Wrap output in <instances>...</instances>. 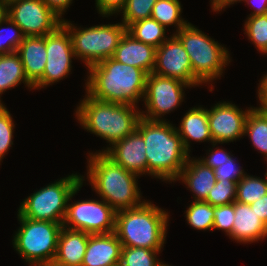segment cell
<instances>
[{"label": "cell", "instance_id": "1", "mask_svg": "<svg viewBox=\"0 0 267 266\" xmlns=\"http://www.w3.org/2000/svg\"><path fill=\"white\" fill-rule=\"evenodd\" d=\"M136 130L145 142L147 174L162 181H176L190 157L176 126L166 120L152 121L141 117Z\"/></svg>", "mask_w": 267, "mask_h": 266}, {"label": "cell", "instance_id": "2", "mask_svg": "<svg viewBox=\"0 0 267 266\" xmlns=\"http://www.w3.org/2000/svg\"><path fill=\"white\" fill-rule=\"evenodd\" d=\"M88 71L85 90L95 99L136 106L144 98L148 74L140 68L111 57L90 66Z\"/></svg>", "mask_w": 267, "mask_h": 266}, {"label": "cell", "instance_id": "3", "mask_svg": "<svg viewBox=\"0 0 267 266\" xmlns=\"http://www.w3.org/2000/svg\"><path fill=\"white\" fill-rule=\"evenodd\" d=\"M87 179L99 196L116 212L139 207L142 195L138 188V175L126 171L104 152L90 153Z\"/></svg>", "mask_w": 267, "mask_h": 266}, {"label": "cell", "instance_id": "4", "mask_svg": "<svg viewBox=\"0 0 267 266\" xmlns=\"http://www.w3.org/2000/svg\"><path fill=\"white\" fill-rule=\"evenodd\" d=\"M79 104L75 115L80 125L109 145L133 133L141 119L137 106L101 101L87 92Z\"/></svg>", "mask_w": 267, "mask_h": 266}, {"label": "cell", "instance_id": "5", "mask_svg": "<svg viewBox=\"0 0 267 266\" xmlns=\"http://www.w3.org/2000/svg\"><path fill=\"white\" fill-rule=\"evenodd\" d=\"M168 221V212L145 201L139 207L117 211L114 232L122 247L162 250Z\"/></svg>", "mask_w": 267, "mask_h": 266}, {"label": "cell", "instance_id": "6", "mask_svg": "<svg viewBox=\"0 0 267 266\" xmlns=\"http://www.w3.org/2000/svg\"><path fill=\"white\" fill-rule=\"evenodd\" d=\"M174 35L181 41L188 53L193 76L201 84L220 78L224 67L231 62L226 47L189 22Z\"/></svg>", "mask_w": 267, "mask_h": 266}, {"label": "cell", "instance_id": "7", "mask_svg": "<svg viewBox=\"0 0 267 266\" xmlns=\"http://www.w3.org/2000/svg\"><path fill=\"white\" fill-rule=\"evenodd\" d=\"M84 178L79 174H71L54 183L40 188L28 196L20 205L18 214L22 217L63 223L67 203L80 190Z\"/></svg>", "mask_w": 267, "mask_h": 266}, {"label": "cell", "instance_id": "8", "mask_svg": "<svg viewBox=\"0 0 267 266\" xmlns=\"http://www.w3.org/2000/svg\"><path fill=\"white\" fill-rule=\"evenodd\" d=\"M62 25L68 30L75 58L85 62V66L111 58L122 37L127 32L123 23L94 25L89 28H76L67 20Z\"/></svg>", "mask_w": 267, "mask_h": 266}, {"label": "cell", "instance_id": "9", "mask_svg": "<svg viewBox=\"0 0 267 266\" xmlns=\"http://www.w3.org/2000/svg\"><path fill=\"white\" fill-rule=\"evenodd\" d=\"M21 227L13 237V247L30 266L54 260L62 223L32 220L17 215Z\"/></svg>", "mask_w": 267, "mask_h": 266}, {"label": "cell", "instance_id": "10", "mask_svg": "<svg viewBox=\"0 0 267 266\" xmlns=\"http://www.w3.org/2000/svg\"><path fill=\"white\" fill-rule=\"evenodd\" d=\"M67 203L62 226L88 234H105L115 231L116 211L103 199Z\"/></svg>", "mask_w": 267, "mask_h": 266}, {"label": "cell", "instance_id": "11", "mask_svg": "<svg viewBox=\"0 0 267 266\" xmlns=\"http://www.w3.org/2000/svg\"><path fill=\"white\" fill-rule=\"evenodd\" d=\"M186 87L191 86L175 78L155 73L148 74L144 100H142L146 111L141 112V117L152 121H163L162 115L170 113L184 101L183 88Z\"/></svg>", "mask_w": 267, "mask_h": 266}, {"label": "cell", "instance_id": "12", "mask_svg": "<svg viewBox=\"0 0 267 266\" xmlns=\"http://www.w3.org/2000/svg\"><path fill=\"white\" fill-rule=\"evenodd\" d=\"M6 16L24 36H45L54 32L62 20L42 0H8Z\"/></svg>", "mask_w": 267, "mask_h": 266}, {"label": "cell", "instance_id": "13", "mask_svg": "<svg viewBox=\"0 0 267 266\" xmlns=\"http://www.w3.org/2000/svg\"><path fill=\"white\" fill-rule=\"evenodd\" d=\"M46 64L43 77L34 89L43 88L67 77L72 68V40L68 30L61 24L54 32L46 35Z\"/></svg>", "mask_w": 267, "mask_h": 266}, {"label": "cell", "instance_id": "14", "mask_svg": "<svg viewBox=\"0 0 267 266\" xmlns=\"http://www.w3.org/2000/svg\"><path fill=\"white\" fill-rule=\"evenodd\" d=\"M152 73L181 80L191 88L201 84L193 76L188 53L174 34L156 48L155 67Z\"/></svg>", "mask_w": 267, "mask_h": 266}, {"label": "cell", "instance_id": "15", "mask_svg": "<svg viewBox=\"0 0 267 266\" xmlns=\"http://www.w3.org/2000/svg\"><path fill=\"white\" fill-rule=\"evenodd\" d=\"M252 107L239 109L230 102H219L208 110V124L214 143H228L244 136L245 123Z\"/></svg>", "mask_w": 267, "mask_h": 266}, {"label": "cell", "instance_id": "16", "mask_svg": "<svg viewBox=\"0 0 267 266\" xmlns=\"http://www.w3.org/2000/svg\"><path fill=\"white\" fill-rule=\"evenodd\" d=\"M98 152H104L126 171L138 176L147 173L146 146L142 135L137 130Z\"/></svg>", "mask_w": 267, "mask_h": 266}, {"label": "cell", "instance_id": "17", "mask_svg": "<svg viewBox=\"0 0 267 266\" xmlns=\"http://www.w3.org/2000/svg\"><path fill=\"white\" fill-rule=\"evenodd\" d=\"M122 243L115 232L89 235L82 266H119Z\"/></svg>", "mask_w": 267, "mask_h": 266}, {"label": "cell", "instance_id": "18", "mask_svg": "<svg viewBox=\"0 0 267 266\" xmlns=\"http://www.w3.org/2000/svg\"><path fill=\"white\" fill-rule=\"evenodd\" d=\"M156 48L152 45L134 39L127 32L122 37L115 50L113 59L144 70L147 74L155 67Z\"/></svg>", "mask_w": 267, "mask_h": 266}, {"label": "cell", "instance_id": "19", "mask_svg": "<svg viewBox=\"0 0 267 266\" xmlns=\"http://www.w3.org/2000/svg\"><path fill=\"white\" fill-rule=\"evenodd\" d=\"M233 241L253 243L267 237V225L257 216L248 204L234 201Z\"/></svg>", "mask_w": 267, "mask_h": 266}, {"label": "cell", "instance_id": "20", "mask_svg": "<svg viewBox=\"0 0 267 266\" xmlns=\"http://www.w3.org/2000/svg\"><path fill=\"white\" fill-rule=\"evenodd\" d=\"M17 53L24 66L27 79L35 85L42 77L46 64V35L24 36Z\"/></svg>", "mask_w": 267, "mask_h": 266}, {"label": "cell", "instance_id": "21", "mask_svg": "<svg viewBox=\"0 0 267 266\" xmlns=\"http://www.w3.org/2000/svg\"><path fill=\"white\" fill-rule=\"evenodd\" d=\"M177 180H182L187 188H190L194 193V201H205L217 181L214 169L202 163L199 158L191 157L188 158Z\"/></svg>", "mask_w": 267, "mask_h": 266}, {"label": "cell", "instance_id": "22", "mask_svg": "<svg viewBox=\"0 0 267 266\" xmlns=\"http://www.w3.org/2000/svg\"><path fill=\"white\" fill-rule=\"evenodd\" d=\"M89 235L86 232L62 226L53 261L63 266H82Z\"/></svg>", "mask_w": 267, "mask_h": 266}, {"label": "cell", "instance_id": "23", "mask_svg": "<svg viewBox=\"0 0 267 266\" xmlns=\"http://www.w3.org/2000/svg\"><path fill=\"white\" fill-rule=\"evenodd\" d=\"M176 130L183 141L185 149L190 153V140L196 142L210 141L215 147L208 124V109L193 107L184 114L179 128ZM190 139V140H189Z\"/></svg>", "mask_w": 267, "mask_h": 266}, {"label": "cell", "instance_id": "24", "mask_svg": "<svg viewBox=\"0 0 267 266\" xmlns=\"http://www.w3.org/2000/svg\"><path fill=\"white\" fill-rule=\"evenodd\" d=\"M21 82L26 84L25 86L28 88L34 89V85L26 77L24 66L18 53L0 55V95L8 89L16 87ZM0 103L2 104L1 99Z\"/></svg>", "mask_w": 267, "mask_h": 266}, {"label": "cell", "instance_id": "25", "mask_svg": "<svg viewBox=\"0 0 267 266\" xmlns=\"http://www.w3.org/2000/svg\"><path fill=\"white\" fill-rule=\"evenodd\" d=\"M248 134L252 145L267 160V109L253 107L246 119L244 136Z\"/></svg>", "mask_w": 267, "mask_h": 266}, {"label": "cell", "instance_id": "26", "mask_svg": "<svg viewBox=\"0 0 267 266\" xmlns=\"http://www.w3.org/2000/svg\"><path fill=\"white\" fill-rule=\"evenodd\" d=\"M127 33L134 39L158 48L166 38V28L152 18L136 21L127 27Z\"/></svg>", "mask_w": 267, "mask_h": 266}, {"label": "cell", "instance_id": "27", "mask_svg": "<svg viewBox=\"0 0 267 266\" xmlns=\"http://www.w3.org/2000/svg\"><path fill=\"white\" fill-rule=\"evenodd\" d=\"M181 7L179 0H157L153 6L151 18L165 28L169 25H175L177 27L176 32H178L187 24V21L181 17Z\"/></svg>", "mask_w": 267, "mask_h": 266}, {"label": "cell", "instance_id": "28", "mask_svg": "<svg viewBox=\"0 0 267 266\" xmlns=\"http://www.w3.org/2000/svg\"><path fill=\"white\" fill-rule=\"evenodd\" d=\"M265 177L266 179H262L245 174L237 183L235 201L250 205L264 195H267V172Z\"/></svg>", "mask_w": 267, "mask_h": 266}, {"label": "cell", "instance_id": "29", "mask_svg": "<svg viewBox=\"0 0 267 266\" xmlns=\"http://www.w3.org/2000/svg\"><path fill=\"white\" fill-rule=\"evenodd\" d=\"M187 223L197 230H213L214 206L205 201H193L186 210Z\"/></svg>", "mask_w": 267, "mask_h": 266}, {"label": "cell", "instance_id": "30", "mask_svg": "<svg viewBox=\"0 0 267 266\" xmlns=\"http://www.w3.org/2000/svg\"><path fill=\"white\" fill-rule=\"evenodd\" d=\"M161 250L143 247H122L119 266H158L157 254Z\"/></svg>", "mask_w": 267, "mask_h": 266}, {"label": "cell", "instance_id": "31", "mask_svg": "<svg viewBox=\"0 0 267 266\" xmlns=\"http://www.w3.org/2000/svg\"><path fill=\"white\" fill-rule=\"evenodd\" d=\"M245 34L258 51L267 54V14L248 16L244 24Z\"/></svg>", "mask_w": 267, "mask_h": 266}, {"label": "cell", "instance_id": "32", "mask_svg": "<svg viewBox=\"0 0 267 266\" xmlns=\"http://www.w3.org/2000/svg\"><path fill=\"white\" fill-rule=\"evenodd\" d=\"M4 24H7L9 27L4 26L2 28V25ZM9 31H10V34L8 35L7 33H9ZM23 38H24V35L20 27L10 18L5 16L0 21V55L17 52V49L20 43L23 41Z\"/></svg>", "mask_w": 267, "mask_h": 266}, {"label": "cell", "instance_id": "33", "mask_svg": "<svg viewBox=\"0 0 267 266\" xmlns=\"http://www.w3.org/2000/svg\"><path fill=\"white\" fill-rule=\"evenodd\" d=\"M156 2L157 0H127L122 10V23L127 28L136 21L151 18Z\"/></svg>", "mask_w": 267, "mask_h": 266}, {"label": "cell", "instance_id": "34", "mask_svg": "<svg viewBox=\"0 0 267 266\" xmlns=\"http://www.w3.org/2000/svg\"><path fill=\"white\" fill-rule=\"evenodd\" d=\"M237 182L230 180H217L209 191L205 202L212 206H220L233 203L236 200Z\"/></svg>", "mask_w": 267, "mask_h": 266}, {"label": "cell", "instance_id": "35", "mask_svg": "<svg viewBox=\"0 0 267 266\" xmlns=\"http://www.w3.org/2000/svg\"><path fill=\"white\" fill-rule=\"evenodd\" d=\"M14 121L5 105L0 104V162L13 145Z\"/></svg>", "mask_w": 267, "mask_h": 266}, {"label": "cell", "instance_id": "36", "mask_svg": "<svg viewBox=\"0 0 267 266\" xmlns=\"http://www.w3.org/2000/svg\"><path fill=\"white\" fill-rule=\"evenodd\" d=\"M234 217V202L214 206L213 229L224 230L227 236H230L232 234Z\"/></svg>", "mask_w": 267, "mask_h": 266}, {"label": "cell", "instance_id": "37", "mask_svg": "<svg viewBox=\"0 0 267 266\" xmlns=\"http://www.w3.org/2000/svg\"><path fill=\"white\" fill-rule=\"evenodd\" d=\"M235 159L231 155L228 161H224L220 166L214 169L217 180H230L234 182H239L245 175L244 170L241 166H236ZM241 168V169H239Z\"/></svg>", "mask_w": 267, "mask_h": 266}, {"label": "cell", "instance_id": "38", "mask_svg": "<svg viewBox=\"0 0 267 266\" xmlns=\"http://www.w3.org/2000/svg\"><path fill=\"white\" fill-rule=\"evenodd\" d=\"M127 0H95L96 9L103 17L112 16L123 10Z\"/></svg>", "mask_w": 267, "mask_h": 266}, {"label": "cell", "instance_id": "39", "mask_svg": "<svg viewBox=\"0 0 267 266\" xmlns=\"http://www.w3.org/2000/svg\"><path fill=\"white\" fill-rule=\"evenodd\" d=\"M210 150H208L210 152L208 153L210 154L208 157H203L199 160L212 169L217 168L224 161H228L229 157L231 156L230 152L227 153L224 149H219V147L214 150L210 148Z\"/></svg>", "mask_w": 267, "mask_h": 266}, {"label": "cell", "instance_id": "40", "mask_svg": "<svg viewBox=\"0 0 267 266\" xmlns=\"http://www.w3.org/2000/svg\"><path fill=\"white\" fill-rule=\"evenodd\" d=\"M57 16L62 19V15L66 12L73 0H42Z\"/></svg>", "mask_w": 267, "mask_h": 266}, {"label": "cell", "instance_id": "41", "mask_svg": "<svg viewBox=\"0 0 267 266\" xmlns=\"http://www.w3.org/2000/svg\"><path fill=\"white\" fill-rule=\"evenodd\" d=\"M250 207L255 211L257 216L267 225V195L259 198Z\"/></svg>", "mask_w": 267, "mask_h": 266}, {"label": "cell", "instance_id": "42", "mask_svg": "<svg viewBox=\"0 0 267 266\" xmlns=\"http://www.w3.org/2000/svg\"><path fill=\"white\" fill-rule=\"evenodd\" d=\"M259 82L257 94L261 103L260 108L267 109V74Z\"/></svg>", "mask_w": 267, "mask_h": 266}, {"label": "cell", "instance_id": "43", "mask_svg": "<svg viewBox=\"0 0 267 266\" xmlns=\"http://www.w3.org/2000/svg\"><path fill=\"white\" fill-rule=\"evenodd\" d=\"M245 1L247 2L248 5L250 4L251 7L258 5L256 6L257 8L253 7L254 12H251L249 16H258V15L267 14V0H245Z\"/></svg>", "mask_w": 267, "mask_h": 266}, {"label": "cell", "instance_id": "44", "mask_svg": "<svg viewBox=\"0 0 267 266\" xmlns=\"http://www.w3.org/2000/svg\"><path fill=\"white\" fill-rule=\"evenodd\" d=\"M239 1H244L245 0H212L211 1V7L213 9V11H222V9H225L227 8L226 6H230L232 4H235L236 2H239Z\"/></svg>", "mask_w": 267, "mask_h": 266}, {"label": "cell", "instance_id": "45", "mask_svg": "<svg viewBox=\"0 0 267 266\" xmlns=\"http://www.w3.org/2000/svg\"><path fill=\"white\" fill-rule=\"evenodd\" d=\"M6 16V1L0 0V21Z\"/></svg>", "mask_w": 267, "mask_h": 266}, {"label": "cell", "instance_id": "46", "mask_svg": "<svg viewBox=\"0 0 267 266\" xmlns=\"http://www.w3.org/2000/svg\"><path fill=\"white\" fill-rule=\"evenodd\" d=\"M40 266H63V265H60V264H57L54 261H51V262H48V263H44V264H42Z\"/></svg>", "mask_w": 267, "mask_h": 266}, {"label": "cell", "instance_id": "47", "mask_svg": "<svg viewBox=\"0 0 267 266\" xmlns=\"http://www.w3.org/2000/svg\"><path fill=\"white\" fill-rule=\"evenodd\" d=\"M158 266H170V265H168V264H163V262H160L159 264H158Z\"/></svg>", "mask_w": 267, "mask_h": 266}]
</instances>
